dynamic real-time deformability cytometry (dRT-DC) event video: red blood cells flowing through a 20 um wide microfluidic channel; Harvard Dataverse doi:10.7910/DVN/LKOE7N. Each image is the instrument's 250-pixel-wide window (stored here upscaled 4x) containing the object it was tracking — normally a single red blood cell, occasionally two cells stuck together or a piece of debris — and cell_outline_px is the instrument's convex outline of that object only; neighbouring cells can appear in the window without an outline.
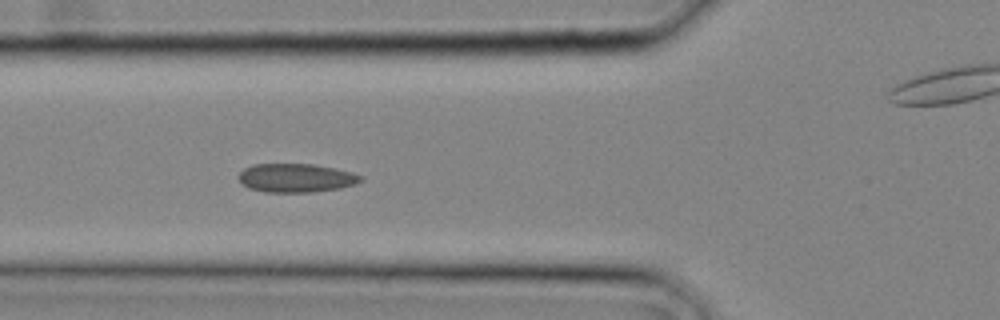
{"species": "common noctule bat (a hibernating species)", "species_latin": "Nyctalus noctula", "temperature_condition": "cold", "stored_images_in_passage": 17, "camera_frame_rate_fps": 3000, "um_per_image_px": 0.085, "animal": {"sex": "male", "body_mass_g": 20.4}, "frame": {"image": 1, "passage_image": 10, "time_ms": 3.0, "image_size_px": [1000, 320], "cell_outline_px": [[364, 180], [340, 188], [308, 192], [264, 192], [248, 188], [236, 176], [244, 168], [252, 164], [316, 164], [336, 168], [352, 172], [364, 176]], "centroid_in_image_um": [25.16, 15.11], "position_along_channel_um": 100.6, "area_um2": 20.52}}
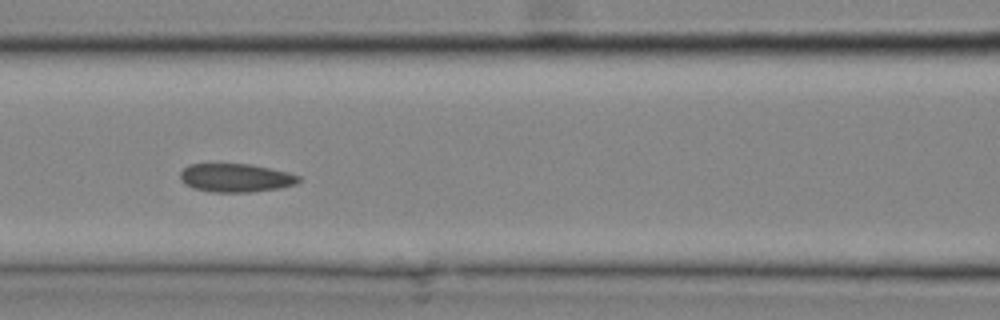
{"frame": {"image": 2, "passage_image": 12, "time_ms": 3.667, "image_size_px": [1000, 320], "cell_outline_px": [[300, 180], [296, 184], [280, 188], [248, 192], [212, 192], [192, 188], [184, 184], [180, 180], [180, 172], [188, 164], [248, 164], [288, 172], [300, 176]], "centroid_in_image_um": [20.01, 15.12], "position_along_channel_um": 146.6, "area_um2": 19.65}}
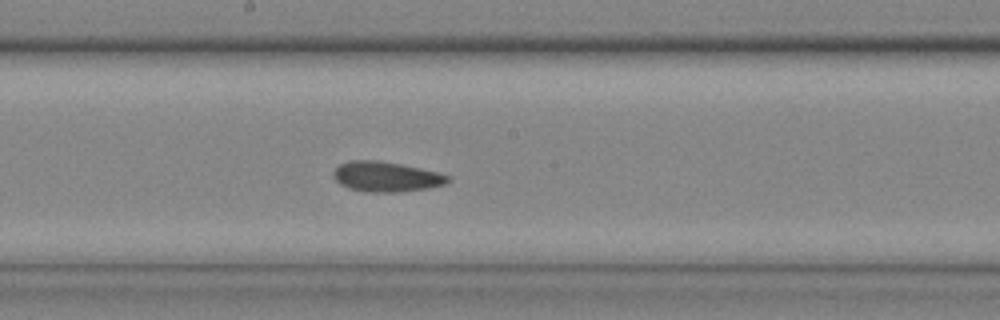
{"frame": {"image": 3, "passage_image": 15, "time_ms": 4.667, "image_size_px": [1000, 320], "cell_outline_px": [[452, 180], [444, 184], [424, 188], [396, 192], [364, 192], [348, 188], [340, 184], [332, 176], [332, 172], [340, 164], [348, 160], [376, 160], [400, 164], [440, 172], [452, 176]], "centroid_in_image_um": [32.81, 15.01], "position_along_channel_um": 215.4, "area_um2": 20.17}}